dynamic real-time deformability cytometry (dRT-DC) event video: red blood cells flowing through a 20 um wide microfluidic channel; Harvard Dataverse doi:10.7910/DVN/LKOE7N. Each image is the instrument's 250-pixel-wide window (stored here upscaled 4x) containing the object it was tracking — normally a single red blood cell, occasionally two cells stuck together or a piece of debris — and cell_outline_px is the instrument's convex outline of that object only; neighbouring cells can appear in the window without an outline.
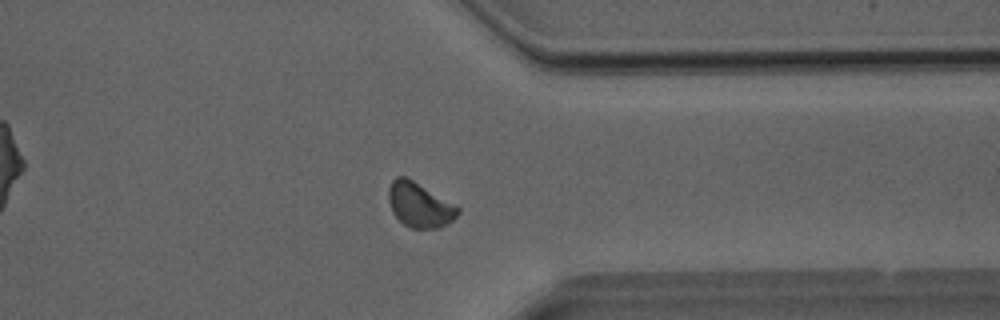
{"species": "Egyptian fruit bat (a non-hibernating species)", "species_latin": "Rousettus aegyptiacus", "temperature_condition": "room temperature", "stored_images_in_passage": 36, "camera_frame_rate_fps": 3000, "um_per_image_px": 0.085, "animal": {"sex": "male"}, "frame": {"image": 1, "passage_image": 28, "time_ms": 9.0, "image_size_px": [1000, 320], "cell_outline_px": [[460, 212], [448, 224], [440, 228], [412, 228], [404, 224], [392, 212], [388, 200], [388, 188], [392, 180], [396, 176], [404, 176], [412, 180], [456, 204], [460, 208]], "centroid_in_image_um": [35.67, 17.42], "position_along_channel_um": 375.7, "area_um2": 18.09}}
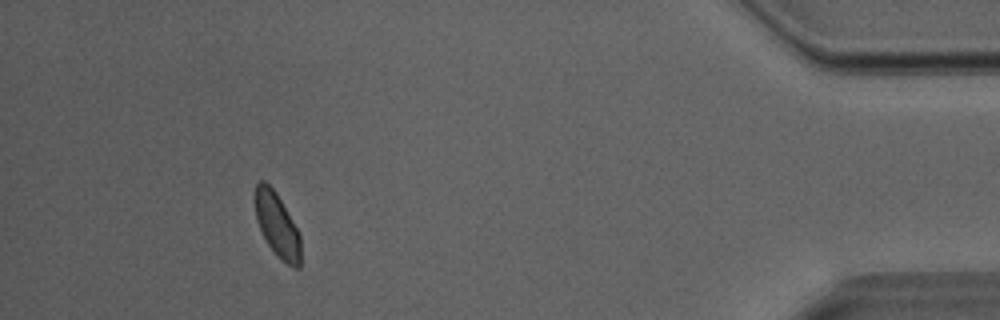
{"frame": {"image": 2, "passage_image": 33, "time_ms": 10.667, "image_size_px": [1000, 320], "cell_outline_px": [[300, 268], [296, 268], [288, 264], [276, 256], [268, 244], [256, 220], [252, 196], [256, 184], [260, 180], [264, 180], [276, 192], [300, 232]], "centroid_in_image_um": [23.52, 19.07], "position_along_channel_um": 411.7, "area_um2": 17.4}}